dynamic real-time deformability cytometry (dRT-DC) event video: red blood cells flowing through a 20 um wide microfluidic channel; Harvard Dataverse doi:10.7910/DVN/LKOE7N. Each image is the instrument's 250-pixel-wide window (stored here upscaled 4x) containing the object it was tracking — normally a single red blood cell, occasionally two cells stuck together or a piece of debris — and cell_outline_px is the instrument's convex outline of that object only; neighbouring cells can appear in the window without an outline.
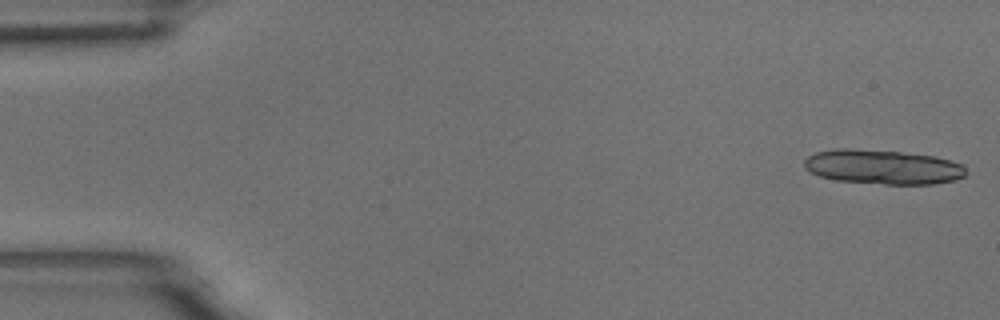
{"species": "common noctule bat (a hibernating species)", "species_latin": "Nyctalus noctula", "temperature_condition": "room temperature", "stored_images_in_passage": 6, "camera_frame_rate_fps": 3000, "um_per_image_px": 0.085, "animal": {"sex": "male", "body_mass_g": 18.8}, "frame": {"image": 1, "passage_image": 1, "time_ms": 0.0, "image_size_px": [1000, 320], "cell_outline_px": [[964, 176], [956, 180], [932, 184], [884, 184], [836, 180], [820, 176], [804, 168], [804, 160], [808, 156], [816, 152], [836, 148], [852, 148], [900, 152], [936, 156], [952, 160], [964, 164]], "centroid_in_image_um": [75.04, 14.18], "position_along_channel_um": 10.0, "area_um2": 32.6}}
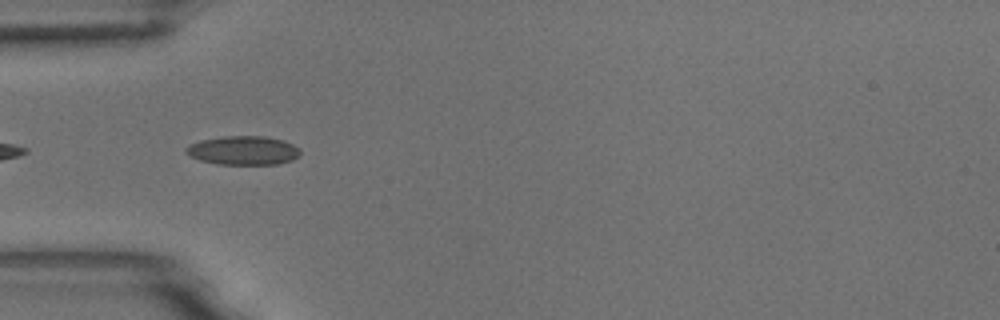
{"frame": {"image": 2, "passage_image": 6, "time_ms": 1.667, "image_size_px": [1000, 320], "cell_outline_px": [[300, 156], [292, 160], [276, 164], [216, 164], [200, 160], [184, 152], [184, 148], [188, 144], [200, 140], [224, 136], [264, 136], [284, 140], [300, 148]], "centroid_in_image_um": [20.67, 12.78], "position_along_channel_um": 64.3, "area_um2": 19.36}}